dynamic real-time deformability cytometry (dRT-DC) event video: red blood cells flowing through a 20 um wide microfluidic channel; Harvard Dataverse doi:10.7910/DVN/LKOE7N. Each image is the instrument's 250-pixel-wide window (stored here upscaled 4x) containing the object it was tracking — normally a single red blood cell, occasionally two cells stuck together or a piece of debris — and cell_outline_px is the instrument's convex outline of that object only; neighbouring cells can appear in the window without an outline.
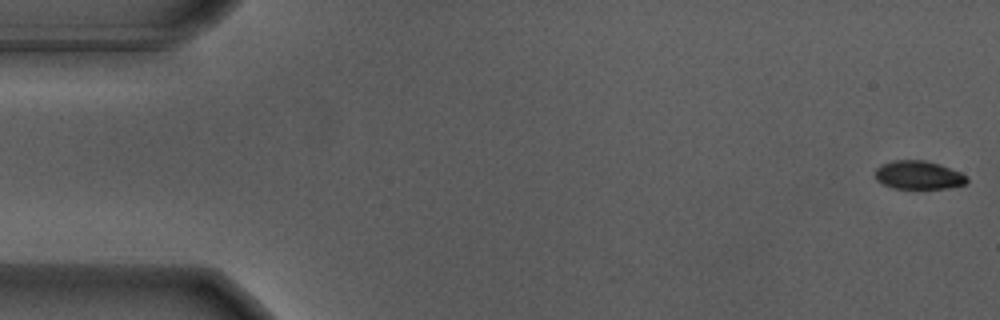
{"species": "Egyptian fruit bat (a non-hibernating species)", "species_latin": "Rousettus aegyptiacus", "temperature_condition": "warm", "stored_images_in_passage": 56, "camera_frame_rate_fps": 3000, "um_per_image_px": 0.085, "animal": {"sex": "male"}, "frame": {"image": 1, "passage_image": 1, "time_ms": 0.0, "image_size_px": [1000, 320], "cell_outline_px": [[968, 180], [964, 184], [948, 188], [892, 188], [876, 180], [876, 168], [884, 164], [896, 160], [924, 160], [940, 164], [960, 172]], "centroid_in_image_um": [78.07, 14.88], "position_along_channel_um": 6.9, "area_um2": 14.91}}
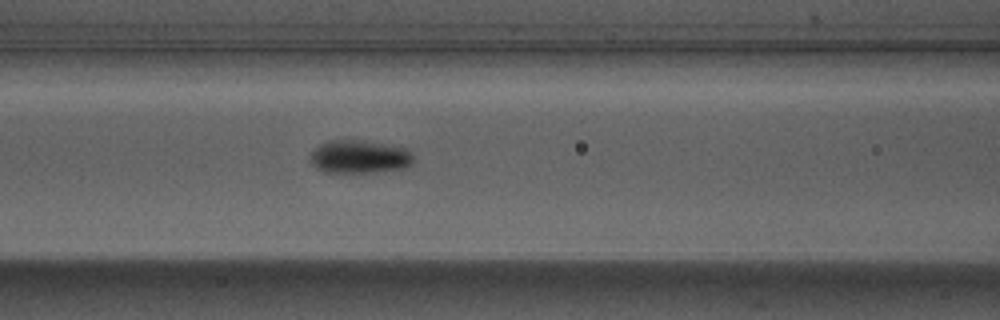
{"frame": {"image": 2, "passage_image": 23, "time_ms": 7.333, "image_size_px": [1000, 320], "cell_outline_px": [[412, 164], [404, 168], [376, 172], [324, 172], [316, 168], [312, 164], [312, 152], [320, 144], [328, 140], [352, 140], [404, 148], [412, 156]], "centroid_in_image_um": [30.51, 13.35], "position_along_channel_um": 136.1, "area_um2": 19.31}}
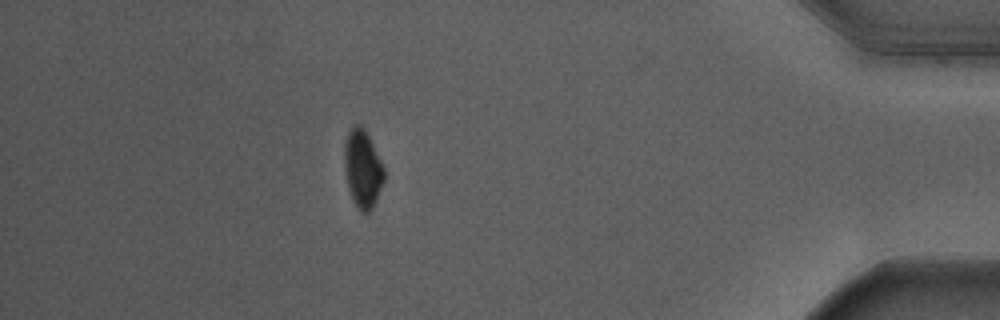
{"frame": {"image": 3, "passage_image": 49, "time_ms": 16.0, "image_size_px": [1000, 320], "cell_outline_px": [[384, 180], [376, 200], [372, 208], [368, 212], [360, 212], [356, 208], [352, 200], [348, 188], [344, 168], [344, 148], [348, 132], [356, 124], [360, 124], [364, 128], [384, 168]], "centroid_in_image_um": [30.8, 14.38], "position_along_channel_um": 404.4, "area_um2": 17.86}, "authors_computed_cell_mechanics": {"area_um2": 17.8024, "velocity_mm_per_s": 3.709, "shape_relaxation_time_tau1_ms": 2.3982, "shape_relaxation_time_tau2_ms": null, "deformation_change_tau1": 0.1239, "deformation_change_tau2": null}}